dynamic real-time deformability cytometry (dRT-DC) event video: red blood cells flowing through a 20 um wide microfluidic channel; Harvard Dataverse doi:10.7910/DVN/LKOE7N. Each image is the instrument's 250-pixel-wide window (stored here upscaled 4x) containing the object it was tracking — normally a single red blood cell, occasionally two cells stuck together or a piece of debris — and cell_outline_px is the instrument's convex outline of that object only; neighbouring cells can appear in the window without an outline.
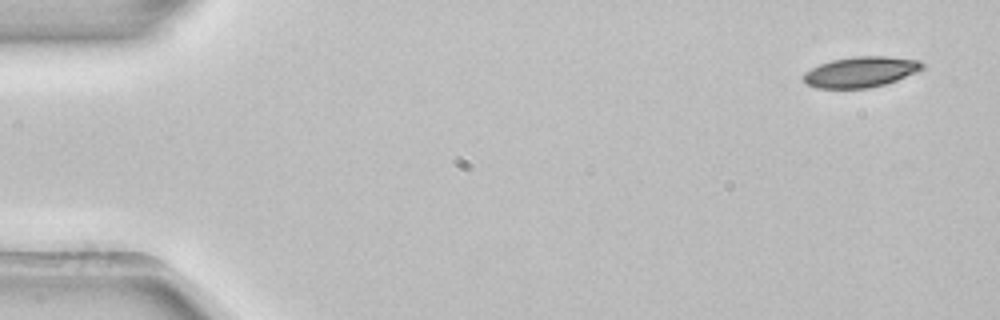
{"species": "common noctule bat (a hibernating species)", "species_latin": "Nyctalus noctula", "temperature_condition": "room temperature", "stored_images_in_passage": 3, "camera_frame_rate_fps": 3000, "um_per_image_px": 0.085, "animal": {"sex": "female", "body_mass_g": 22.7, "forearm_length_mm": 54.2}, "frame": {"image": 1, "passage_image": 1, "time_ms": 0.0, "image_size_px": [1000, 320], "cell_outline_px": [[924, 68], [916, 72], [896, 80], [884, 84], [868, 88], [816, 88], [808, 84], [804, 80], [804, 72], [820, 64], [832, 60], [856, 56], [888, 56], [920, 60], [924, 64]], "centroid_in_image_um": [73.18, 6.1], "position_along_channel_um": 11.8, "area_um2": 21.04}}
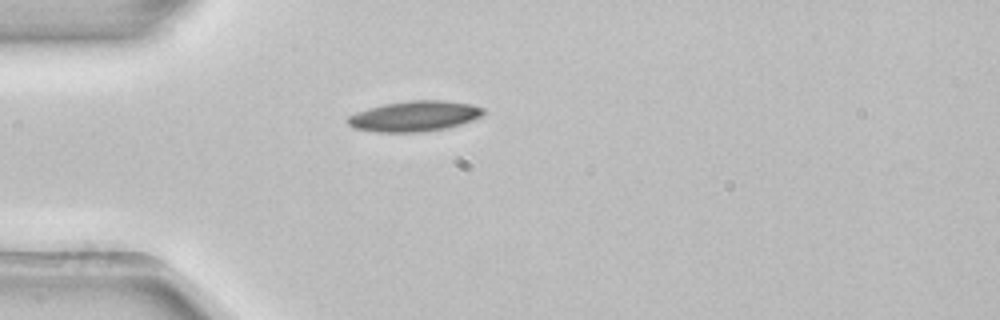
{"frame": {"image": 2, "passage_image": 3, "time_ms": 0.667, "image_size_px": [1000, 320], "cell_outline_px": [[484, 112], [480, 116], [472, 120], [460, 124], [444, 128], [420, 132], [376, 132], [352, 128], [344, 120], [348, 116], [356, 112], [368, 108], [384, 104], [412, 100], [444, 100], [468, 104], [484, 108]], "centroid_in_image_um": [35.16, 9.88], "position_along_channel_um": 49.8, "area_um2": 23.99}}